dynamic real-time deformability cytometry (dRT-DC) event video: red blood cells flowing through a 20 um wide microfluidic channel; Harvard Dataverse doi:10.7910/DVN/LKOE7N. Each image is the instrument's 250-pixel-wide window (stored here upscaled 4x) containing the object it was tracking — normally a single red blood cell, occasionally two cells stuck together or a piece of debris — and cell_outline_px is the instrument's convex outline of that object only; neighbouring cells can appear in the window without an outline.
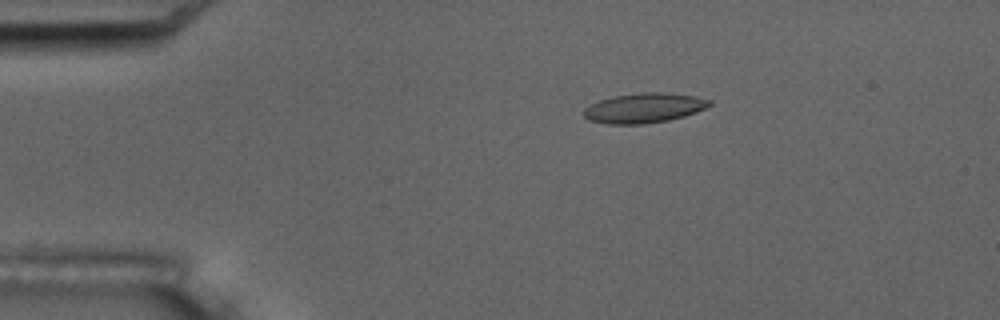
{"species": "common noctule bat (a hibernating species)", "species_latin": "Nyctalus noctula", "temperature_condition": "room temperature", "stored_images_in_passage": 9, "camera_frame_rate_fps": 3000, "um_per_image_px": 0.085, "animal": {"sex": "male", "body_mass_g": 17.5, "forearm_length_mm": 52.3}, "frame": {"image": 1, "passage_image": 4, "time_ms": 3.333, "image_size_px": [1000, 320], "cell_outline_px": [[712, 104], [696, 112], [684, 116], [668, 120], [644, 124], [604, 124], [588, 120], [584, 116], [584, 108], [600, 100], [612, 96], [640, 92], [664, 92], [696, 96], [712, 100]], "centroid_in_image_um": [54.74, 9.17], "position_along_channel_um": 30.3, "area_um2": 21.96}}
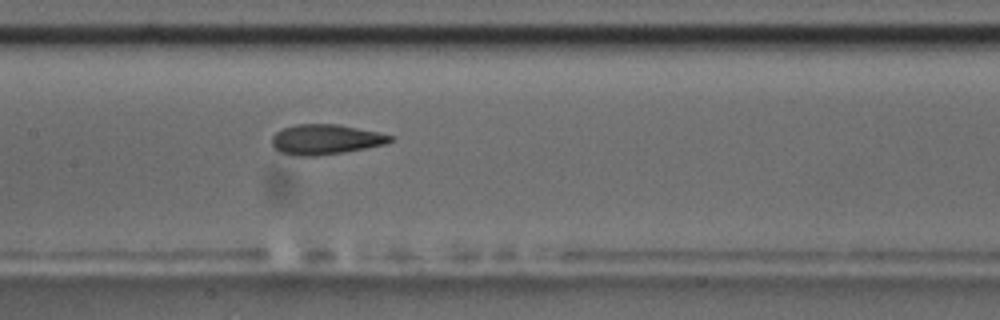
{"frame": {"image": 2, "passage_image": 9, "time_ms": 9.0, "image_size_px": [1000, 320], "cell_outline_px": [[392, 140], [388, 144], [344, 152], [316, 156], [292, 156], [280, 152], [272, 144], [272, 136], [276, 132], [284, 128], [296, 124], [336, 124], [376, 132], [392, 136]], "centroid_in_image_um": [27.65, 11.86], "position_along_channel_um": 179.8, "area_um2": 20.63}}